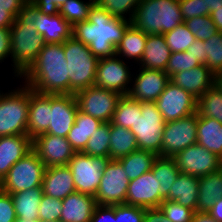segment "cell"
I'll return each instance as SVG.
<instances>
[{"instance_id":"ffe728a7","label":"cell","mask_w":222,"mask_h":222,"mask_svg":"<svg viewBox=\"0 0 222 222\" xmlns=\"http://www.w3.org/2000/svg\"><path fill=\"white\" fill-rule=\"evenodd\" d=\"M51 110V94L38 93L30 88L27 136L34 139L48 130Z\"/></svg>"},{"instance_id":"94428289","label":"cell","mask_w":222,"mask_h":222,"mask_svg":"<svg viewBox=\"0 0 222 222\" xmlns=\"http://www.w3.org/2000/svg\"><path fill=\"white\" fill-rule=\"evenodd\" d=\"M210 17L213 20L217 31L222 33V7L210 13Z\"/></svg>"},{"instance_id":"c3c4849f","label":"cell","mask_w":222,"mask_h":222,"mask_svg":"<svg viewBox=\"0 0 222 222\" xmlns=\"http://www.w3.org/2000/svg\"><path fill=\"white\" fill-rule=\"evenodd\" d=\"M180 11L184 21L204 16V3L202 0H179Z\"/></svg>"},{"instance_id":"db71d44e","label":"cell","mask_w":222,"mask_h":222,"mask_svg":"<svg viewBox=\"0 0 222 222\" xmlns=\"http://www.w3.org/2000/svg\"><path fill=\"white\" fill-rule=\"evenodd\" d=\"M186 52L196 58L201 65H205L207 62L204 41L202 40H195Z\"/></svg>"},{"instance_id":"7dc6e473","label":"cell","mask_w":222,"mask_h":222,"mask_svg":"<svg viewBox=\"0 0 222 222\" xmlns=\"http://www.w3.org/2000/svg\"><path fill=\"white\" fill-rule=\"evenodd\" d=\"M145 208L126 204L115 205L117 222H144Z\"/></svg>"},{"instance_id":"f6af8a7d","label":"cell","mask_w":222,"mask_h":222,"mask_svg":"<svg viewBox=\"0 0 222 222\" xmlns=\"http://www.w3.org/2000/svg\"><path fill=\"white\" fill-rule=\"evenodd\" d=\"M167 222H191L194 211L175 201L164 200L160 205Z\"/></svg>"},{"instance_id":"603a6c76","label":"cell","mask_w":222,"mask_h":222,"mask_svg":"<svg viewBox=\"0 0 222 222\" xmlns=\"http://www.w3.org/2000/svg\"><path fill=\"white\" fill-rule=\"evenodd\" d=\"M34 27L43 36L45 43L63 44L72 37L73 26L60 13L43 14L37 9Z\"/></svg>"},{"instance_id":"91938a15","label":"cell","mask_w":222,"mask_h":222,"mask_svg":"<svg viewBox=\"0 0 222 222\" xmlns=\"http://www.w3.org/2000/svg\"><path fill=\"white\" fill-rule=\"evenodd\" d=\"M204 3V16L222 7V0H202Z\"/></svg>"},{"instance_id":"ab89813d","label":"cell","mask_w":222,"mask_h":222,"mask_svg":"<svg viewBox=\"0 0 222 222\" xmlns=\"http://www.w3.org/2000/svg\"><path fill=\"white\" fill-rule=\"evenodd\" d=\"M140 2L141 0H95L97 5L110 13L113 17L128 20L130 22L135 14V9ZM127 14L129 18L125 17Z\"/></svg>"},{"instance_id":"7c38bea8","label":"cell","mask_w":222,"mask_h":222,"mask_svg":"<svg viewBox=\"0 0 222 222\" xmlns=\"http://www.w3.org/2000/svg\"><path fill=\"white\" fill-rule=\"evenodd\" d=\"M130 180L119 160H110L102 173V178L94 198L97 205L125 204Z\"/></svg>"},{"instance_id":"836d02e7","label":"cell","mask_w":222,"mask_h":222,"mask_svg":"<svg viewBox=\"0 0 222 222\" xmlns=\"http://www.w3.org/2000/svg\"><path fill=\"white\" fill-rule=\"evenodd\" d=\"M158 155L151 151L135 150L129 155L119 159L129 180L137 179L144 173L151 171Z\"/></svg>"},{"instance_id":"816d5d0a","label":"cell","mask_w":222,"mask_h":222,"mask_svg":"<svg viewBox=\"0 0 222 222\" xmlns=\"http://www.w3.org/2000/svg\"><path fill=\"white\" fill-rule=\"evenodd\" d=\"M67 0H33L31 3L43 14L55 15Z\"/></svg>"},{"instance_id":"e575fe53","label":"cell","mask_w":222,"mask_h":222,"mask_svg":"<svg viewBox=\"0 0 222 222\" xmlns=\"http://www.w3.org/2000/svg\"><path fill=\"white\" fill-rule=\"evenodd\" d=\"M151 171L154 177H157V181L160 183V195L165 199L169 195V190L180 173L176 161L173 157L158 156L154 161Z\"/></svg>"},{"instance_id":"e7e4bbea","label":"cell","mask_w":222,"mask_h":222,"mask_svg":"<svg viewBox=\"0 0 222 222\" xmlns=\"http://www.w3.org/2000/svg\"><path fill=\"white\" fill-rule=\"evenodd\" d=\"M15 222H38V220L16 218Z\"/></svg>"},{"instance_id":"9a60e30c","label":"cell","mask_w":222,"mask_h":222,"mask_svg":"<svg viewBox=\"0 0 222 222\" xmlns=\"http://www.w3.org/2000/svg\"><path fill=\"white\" fill-rule=\"evenodd\" d=\"M173 158L180 172L199 178L222 168V159L197 143L180 151Z\"/></svg>"},{"instance_id":"6125c7cd","label":"cell","mask_w":222,"mask_h":222,"mask_svg":"<svg viewBox=\"0 0 222 222\" xmlns=\"http://www.w3.org/2000/svg\"><path fill=\"white\" fill-rule=\"evenodd\" d=\"M191 222H217L207 212H194Z\"/></svg>"},{"instance_id":"30bf717a","label":"cell","mask_w":222,"mask_h":222,"mask_svg":"<svg viewBox=\"0 0 222 222\" xmlns=\"http://www.w3.org/2000/svg\"><path fill=\"white\" fill-rule=\"evenodd\" d=\"M198 113L166 122L161 153L158 156L174 157L185 148L197 143Z\"/></svg>"},{"instance_id":"ba28073f","label":"cell","mask_w":222,"mask_h":222,"mask_svg":"<svg viewBox=\"0 0 222 222\" xmlns=\"http://www.w3.org/2000/svg\"><path fill=\"white\" fill-rule=\"evenodd\" d=\"M165 124L155 102H141V114L129 130L134 134L139 149L159 155Z\"/></svg>"},{"instance_id":"ac0fdd59","label":"cell","mask_w":222,"mask_h":222,"mask_svg":"<svg viewBox=\"0 0 222 222\" xmlns=\"http://www.w3.org/2000/svg\"><path fill=\"white\" fill-rule=\"evenodd\" d=\"M128 96L139 102H155L170 81L169 75L163 70H150L140 67ZM134 80V81H133Z\"/></svg>"},{"instance_id":"f546056e","label":"cell","mask_w":222,"mask_h":222,"mask_svg":"<svg viewBox=\"0 0 222 222\" xmlns=\"http://www.w3.org/2000/svg\"><path fill=\"white\" fill-rule=\"evenodd\" d=\"M196 212H208L214 202L222 197V168L200 177Z\"/></svg>"},{"instance_id":"d6a6232c","label":"cell","mask_w":222,"mask_h":222,"mask_svg":"<svg viewBox=\"0 0 222 222\" xmlns=\"http://www.w3.org/2000/svg\"><path fill=\"white\" fill-rule=\"evenodd\" d=\"M42 195V187L12 193L17 218L39 220L38 210Z\"/></svg>"},{"instance_id":"5b68a950","label":"cell","mask_w":222,"mask_h":222,"mask_svg":"<svg viewBox=\"0 0 222 222\" xmlns=\"http://www.w3.org/2000/svg\"><path fill=\"white\" fill-rule=\"evenodd\" d=\"M63 50L68 64L70 94L94 86L99 59L89 46L72 36L63 43Z\"/></svg>"},{"instance_id":"7a4b0ae2","label":"cell","mask_w":222,"mask_h":222,"mask_svg":"<svg viewBox=\"0 0 222 222\" xmlns=\"http://www.w3.org/2000/svg\"><path fill=\"white\" fill-rule=\"evenodd\" d=\"M63 44L46 43L35 61L19 77L43 94H70V80Z\"/></svg>"},{"instance_id":"4dcf8cb0","label":"cell","mask_w":222,"mask_h":222,"mask_svg":"<svg viewBox=\"0 0 222 222\" xmlns=\"http://www.w3.org/2000/svg\"><path fill=\"white\" fill-rule=\"evenodd\" d=\"M147 36L148 34L130 24L116 47V55L118 57L122 56L123 59L124 57L129 60L133 59L139 65L144 53Z\"/></svg>"},{"instance_id":"7402d4cb","label":"cell","mask_w":222,"mask_h":222,"mask_svg":"<svg viewBox=\"0 0 222 222\" xmlns=\"http://www.w3.org/2000/svg\"><path fill=\"white\" fill-rule=\"evenodd\" d=\"M32 150V139L27 135L0 137V182L10 168Z\"/></svg>"},{"instance_id":"680465c9","label":"cell","mask_w":222,"mask_h":222,"mask_svg":"<svg viewBox=\"0 0 222 222\" xmlns=\"http://www.w3.org/2000/svg\"><path fill=\"white\" fill-rule=\"evenodd\" d=\"M15 19L10 12L0 7V28H10Z\"/></svg>"},{"instance_id":"f907efd6","label":"cell","mask_w":222,"mask_h":222,"mask_svg":"<svg viewBox=\"0 0 222 222\" xmlns=\"http://www.w3.org/2000/svg\"><path fill=\"white\" fill-rule=\"evenodd\" d=\"M90 222H117L115 220V205H97Z\"/></svg>"},{"instance_id":"3957f363","label":"cell","mask_w":222,"mask_h":222,"mask_svg":"<svg viewBox=\"0 0 222 222\" xmlns=\"http://www.w3.org/2000/svg\"><path fill=\"white\" fill-rule=\"evenodd\" d=\"M36 18L37 8L27 2L10 27L11 60L15 77L21 76L29 68L46 44L34 27Z\"/></svg>"},{"instance_id":"5bb4252c","label":"cell","mask_w":222,"mask_h":222,"mask_svg":"<svg viewBox=\"0 0 222 222\" xmlns=\"http://www.w3.org/2000/svg\"><path fill=\"white\" fill-rule=\"evenodd\" d=\"M126 63L117 55L99 59L94 86L127 95L133 76Z\"/></svg>"},{"instance_id":"03108f58","label":"cell","mask_w":222,"mask_h":222,"mask_svg":"<svg viewBox=\"0 0 222 222\" xmlns=\"http://www.w3.org/2000/svg\"><path fill=\"white\" fill-rule=\"evenodd\" d=\"M38 222H60V220H57V221H45V220H38Z\"/></svg>"},{"instance_id":"60d3db41","label":"cell","mask_w":222,"mask_h":222,"mask_svg":"<svg viewBox=\"0 0 222 222\" xmlns=\"http://www.w3.org/2000/svg\"><path fill=\"white\" fill-rule=\"evenodd\" d=\"M95 0L84 2L82 0H67L60 9V15L68 21L72 26L77 22L86 21L88 19L89 9Z\"/></svg>"},{"instance_id":"d590c367","label":"cell","mask_w":222,"mask_h":222,"mask_svg":"<svg viewBox=\"0 0 222 222\" xmlns=\"http://www.w3.org/2000/svg\"><path fill=\"white\" fill-rule=\"evenodd\" d=\"M138 114H141V102L122 95L114 111L111 124L130 129L137 121Z\"/></svg>"},{"instance_id":"4fadbf2b","label":"cell","mask_w":222,"mask_h":222,"mask_svg":"<svg viewBox=\"0 0 222 222\" xmlns=\"http://www.w3.org/2000/svg\"><path fill=\"white\" fill-rule=\"evenodd\" d=\"M155 104L165 122L178 120L197 112V98L171 81Z\"/></svg>"},{"instance_id":"52a82bcc","label":"cell","mask_w":222,"mask_h":222,"mask_svg":"<svg viewBox=\"0 0 222 222\" xmlns=\"http://www.w3.org/2000/svg\"><path fill=\"white\" fill-rule=\"evenodd\" d=\"M45 164L32 149L17 161L0 182V190L12 194L32 188H41Z\"/></svg>"},{"instance_id":"83f0119b","label":"cell","mask_w":222,"mask_h":222,"mask_svg":"<svg viewBox=\"0 0 222 222\" xmlns=\"http://www.w3.org/2000/svg\"><path fill=\"white\" fill-rule=\"evenodd\" d=\"M103 124V122L90 115L77 111L74 125L66 136L76 152H82L92 134Z\"/></svg>"},{"instance_id":"ee69618b","label":"cell","mask_w":222,"mask_h":222,"mask_svg":"<svg viewBox=\"0 0 222 222\" xmlns=\"http://www.w3.org/2000/svg\"><path fill=\"white\" fill-rule=\"evenodd\" d=\"M199 65L201 64L198 60L188 52H174L170 55L165 72L171 77L177 72L187 71Z\"/></svg>"},{"instance_id":"6f0895ef","label":"cell","mask_w":222,"mask_h":222,"mask_svg":"<svg viewBox=\"0 0 222 222\" xmlns=\"http://www.w3.org/2000/svg\"><path fill=\"white\" fill-rule=\"evenodd\" d=\"M207 213L217 222H222V197L214 202Z\"/></svg>"},{"instance_id":"484cf974","label":"cell","mask_w":222,"mask_h":222,"mask_svg":"<svg viewBox=\"0 0 222 222\" xmlns=\"http://www.w3.org/2000/svg\"><path fill=\"white\" fill-rule=\"evenodd\" d=\"M170 55L171 51L166 44L164 35L150 34L147 36L139 66L150 70L165 71Z\"/></svg>"},{"instance_id":"8992f818","label":"cell","mask_w":222,"mask_h":222,"mask_svg":"<svg viewBox=\"0 0 222 222\" xmlns=\"http://www.w3.org/2000/svg\"><path fill=\"white\" fill-rule=\"evenodd\" d=\"M30 87L0 92V137L27 135Z\"/></svg>"},{"instance_id":"2e32d148","label":"cell","mask_w":222,"mask_h":222,"mask_svg":"<svg viewBox=\"0 0 222 222\" xmlns=\"http://www.w3.org/2000/svg\"><path fill=\"white\" fill-rule=\"evenodd\" d=\"M32 149L46 168L68 165L76 153L65 137L46 133L32 139Z\"/></svg>"},{"instance_id":"bcb514c9","label":"cell","mask_w":222,"mask_h":222,"mask_svg":"<svg viewBox=\"0 0 222 222\" xmlns=\"http://www.w3.org/2000/svg\"><path fill=\"white\" fill-rule=\"evenodd\" d=\"M39 220L57 221L62 213V200L42 195L39 206Z\"/></svg>"},{"instance_id":"6da1fadb","label":"cell","mask_w":222,"mask_h":222,"mask_svg":"<svg viewBox=\"0 0 222 222\" xmlns=\"http://www.w3.org/2000/svg\"><path fill=\"white\" fill-rule=\"evenodd\" d=\"M130 24L128 20L113 17L94 2L88 19L73 25L72 36L88 45L98 59L112 57Z\"/></svg>"},{"instance_id":"e0dca14e","label":"cell","mask_w":222,"mask_h":222,"mask_svg":"<svg viewBox=\"0 0 222 222\" xmlns=\"http://www.w3.org/2000/svg\"><path fill=\"white\" fill-rule=\"evenodd\" d=\"M50 125L46 134L65 137L75 123L78 104L74 94H51Z\"/></svg>"},{"instance_id":"7bdbcfd3","label":"cell","mask_w":222,"mask_h":222,"mask_svg":"<svg viewBox=\"0 0 222 222\" xmlns=\"http://www.w3.org/2000/svg\"><path fill=\"white\" fill-rule=\"evenodd\" d=\"M184 24L197 40L206 41L218 32L210 15L188 19Z\"/></svg>"},{"instance_id":"11a10c76","label":"cell","mask_w":222,"mask_h":222,"mask_svg":"<svg viewBox=\"0 0 222 222\" xmlns=\"http://www.w3.org/2000/svg\"><path fill=\"white\" fill-rule=\"evenodd\" d=\"M27 2V0H0V7L17 18L18 13Z\"/></svg>"},{"instance_id":"1f68e13d","label":"cell","mask_w":222,"mask_h":222,"mask_svg":"<svg viewBox=\"0 0 222 222\" xmlns=\"http://www.w3.org/2000/svg\"><path fill=\"white\" fill-rule=\"evenodd\" d=\"M110 137L109 158L112 160H119L139 149L134 134L128 128L110 122Z\"/></svg>"},{"instance_id":"681fc988","label":"cell","mask_w":222,"mask_h":222,"mask_svg":"<svg viewBox=\"0 0 222 222\" xmlns=\"http://www.w3.org/2000/svg\"><path fill=\"white\" fill-rule=\"evenodd\" d=\"M16 218L11 194L0 190V222H15Z\"/></svg>"},{"instance_id":"f35d334b","label":"cell","mask_w":222,"mask_h":222,"mask_svg":"<svg viewBox=\"0 0 222 222\" xmlns=\"http://www.w3.org/2000/svg\"><path fill=\"white\" fill-rule=\"evenodd\" d=\"M163 35L171 53L187 51L192 43L197 40L184 23Z\"/></svg>"},{"instance_id":"d4e9b609","label":"cell","mask_w":222,"mask_h":222,"mask_svg":"<svg viewBox=\"0 0 222 222\" xmlns=\"http://www.w3.org/2000/svg\"><path fill=\"white\" fill-rule=\"evenodd\" d=\"M96 206L93 196L75 191L62 200L60 222H90Z\"/></svg>"},{"instance_id":"f5cc1de1","label":"cell","mask_w":222,"mask_h":222,"mask_svg":"<svg viewBox=\"0 0 222 222\" xmlns=\"http://www.w3.org/2000/svg\"><path fill=\"white\" fill-rule=\"evenodd\" d=\"M9 56L11 57L10 28H0V62Z\"/></svg>"},{"instance_id":"b9f144b4","label":"cell","mask_w":222,"mask_h":222,"mask_svg":"<svg viewBox=\"0 0 222 222\" xmlns=\"http://www.w3.org/2000/svg\"><path fill=\"white\" fill-rule=\"evenodd\" d=\"M207 62L205 65L215 74L222 72V33L217 32L214 36L204 41Z\"/></svg>"},{"instance_id":"8fae6325","label":"cell","mask_w":222,"mask_h":222,"mask_svg":"<svg viewBox=\"0 0 222 222\" xmlns=\"http://www.w3.org/2000/svg\"><path fill=\"white\" fill-rule=\"evenodd\" d=\"M78 110L102 122H111L121 94L118 92L90 86L75 94Z\"/></svg>"},{"instance_id":"f1b7e54d","label":"cell","mask_w":222,"mask_h":222,"mask_svg":"<svg viewBox=\"0 0 222 222\" xmlns=\"http://www.w3.org/2000/svg\"><path fill=\"white\" fill-rule=\"evenodd\" d=\"M197 144L222 159V124L213 118L198 115Z\"/></svg>"},{"instance_id":"9f6ffc18","label":"cell","mask_w":222,"mask_h":222,"mask_svg":"<svg viewBox=\"0 0 222 222\" xmlns=\"http://www.w3.org/2000/svg\"><path fill=\"white\" fill-rule=\"evenodd\" d=\"M144 222H167L165 214L160 207L146 208L144 215Z\"/></svg>"},{"instance_id":"d6986e66","label":"cell","mask_w":222,"mask_h":222,"mask_svg":"<svg viewBox=\"0 0 222 222\" xmlns=\"http://www.w3.org/2000/svg\"><path fill=\"white\" fill-rule=\"evenodd\" d=\"M160 183L152 171L142 174L137 179L130 180L126 205L142 208H157L165 200L159 192Z\"/></svg>"},{"instance_id":"44dd1931","label":"cell","mask_w":222,"mask_h":222,"mask_svg":"<svg viewBox=\"0 0 222 222\" xmlns=\"http://www.w3.org/2000/svg\"><path fill=\"white\" fill-rule=\"evenodd\" d=\"M170 81L198 99L215 84V74L206 65H199L177 72L170 77Z\"/></svg>"},{"instance_id":"cb8c5ba5","label":"cell","mask_w":222,"mask_h":222,"mask_svg":"<svg viewBox=\"0 0 222 222\" xmlns=\"http://www.w3.org/2000/svg\"><path fill=\"white\" fill-rule=\"evenodd\" d=\"M41 187L43 194L61 200L76 191L72 172L67 165L46 168Z\"/></svg>"},{"instance_id":"277c9868","label":"cell","mask_w":222,"mask_h":222,"mask_svg":"<svg viewBox=\"0 0 222 222\" xmlns=\"http://www.w3.org/2000/svg\"><path fill=\"white\" fill-rule=\"evenodd\" d=\"M184 23L179 0H141L131 24L146 34H164Z\"/></svg>"},{"instance_id":"4316f807","label":"cell","mask_w":222,"mask_h":222,"mask_svg":"<svg viewBox=\"0 0 222 222\" xmlns=\"http://www.w3.org/2000/svg\"><path fill=\"white\" fill-rule=\"evenodd\" d=\"M199 177L180 172L165 200L175 201L196 212Z\"/></svg>"},{"instance_id":"8d00e7d4","label":"cell","mask_w":222,"mask_h":222,"mask_svg":"<svg viewBox=\"0 0 222 222\" xmlns=\"http://www.w3.org/2000/svg\"><path fill=\"white\" fill-rule=\"evenodd\" d=\"M197 113L222 124V91L215 84L197 99Z\"/></svg>"},{"instance_id":"be15d7a7","label":"cell","mask_w":222,"mask_h":222,"mask_svg":"<svg viewBox=\"0 0 222 222\" xmlns=\"http://www.w3.org/2000/svg\"><path fill=\"white\" fill-rule=\"evenodd\" d=\"M215 85L222 91V72L215 75Z\"/></svg>"},{"instance_id":"74e56055","label":"cell","mask_w":222,"mask_h":222,"mask_svg":"<svg viewBox=\"0 0 222 222\" xmlns=\"http://www.w3.org/2000/svg\"><path fill=\"white\" fill-rule=\"evenodd\" d=\"M110 138V122H103L92 134L82 153L93 157L109 158Z\"/></svg>"},{"instance_id":"9c48e42d","label":"cell","mask_w":222,"mask_h":222,"mask_svg":"<svg viewBox=\"0 0 222 222\" xmlns=\"http://www.w3.org/2000/svg\"><path fill=\"white\" fill-rule=\"evenodd\" d=\"M110 158L93 157L82 152H76L68 163L74 180L76 191L95 196L102 173Z\"/></svg>"}]
</instances>
